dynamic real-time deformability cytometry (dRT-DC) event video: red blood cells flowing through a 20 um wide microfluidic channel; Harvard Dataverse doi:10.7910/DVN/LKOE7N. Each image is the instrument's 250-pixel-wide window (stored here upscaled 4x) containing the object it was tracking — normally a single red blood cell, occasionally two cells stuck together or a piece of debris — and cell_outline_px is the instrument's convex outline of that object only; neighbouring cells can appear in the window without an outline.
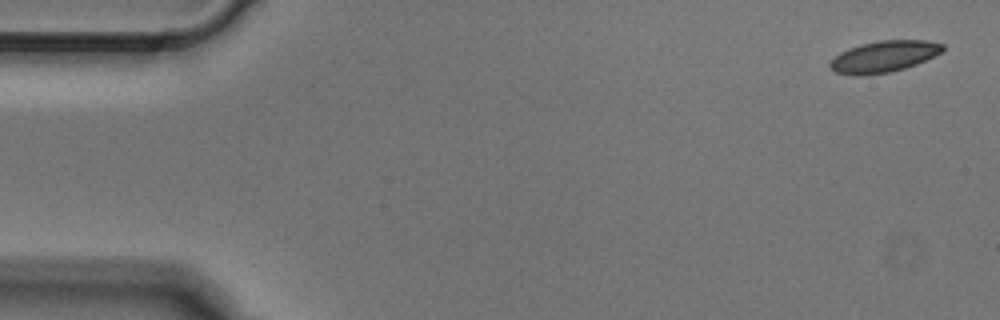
{"species": "Egyptian fruit bat (a non-hibernating species)", "species_latin": "Rousettus aegyptiacus", "temperature_condition": "cold", "stored_images_in_passage": 5, "camera_frame_rate_fps": 3000, "um_per_image_px": 0.085, "animal": {"sex": "male"}, "frame": {"image": 1, "passage_image": 1, "time_ms": 0.0, "image_size_px": [1000, 320], "cell_outline_px": [[944, 48], [940, 52], [916, 64], [904, 68], [888, 72], [860, 76], [852, 76], [836, 72], [828, 64], [840, 52], [848, 48], [860, 44], [880, 40], [928, 40], [944, 44]], "centroid_in_image_um": [75.1, 4.8], "position_along_channel_um": 9.9, "area_um2": 20.46}}
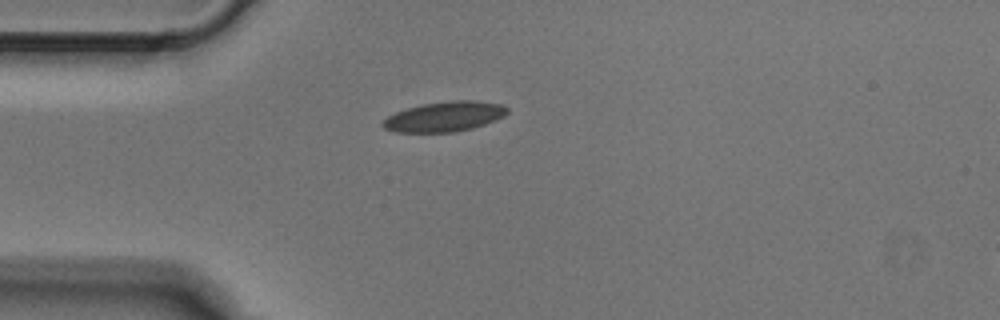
{"frame": {"image": 2, "passage_image": 4, "time_ms": 1.0, "image_size_px": [1000, 320], "cell_outline_px": [[508, 112], [504, 116], [496, 120], [472, 128], [456, 132], [396, 132], [384, 128], [380, 124], [388, 116], [396, 112], [408, 108], [424, 104], [452, 100], [472, 100], [500, 104], [508, 108]], "centroid_in_image_um": [37.79, 9.91], "position_along_channel_um": 47.2, "area_um2": 21.62}}